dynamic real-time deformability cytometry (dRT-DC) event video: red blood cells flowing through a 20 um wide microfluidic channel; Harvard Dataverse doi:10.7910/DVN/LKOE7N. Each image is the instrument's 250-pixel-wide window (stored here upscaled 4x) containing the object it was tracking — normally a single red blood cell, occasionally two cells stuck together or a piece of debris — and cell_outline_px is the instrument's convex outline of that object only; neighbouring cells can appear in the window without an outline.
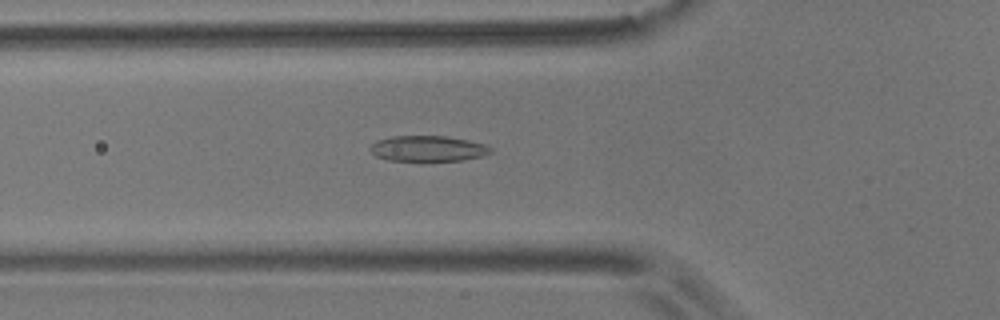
{"species": "common noctule bat (a hibernating species)", "species_latin": "Nyctalus noctula", "temperature_condition": "room temperature", "stored_images_in_passage": 31, "camera_frame_rate_fps": 3000, "um_per_image_px": 0.085, "animal": {"sex": "male", "body_mass_g": 17.9}, "frame": {"image": 1, "passage_image": 2, "time_ms": 0.333, "image_size_px": [1000, 320], "cell_outline_px": [[492, 152], [484, 156], [464, 160], [420, 164], [388, 160], [376, 156], [368, 148], [376, 140], [392, 136], [448, 136], [488, 144], [492, 148]], "centroid_in_image_um": [36.39, 12.68], "position_along_channel_um": 89.4, "area_um2": 19.19}}
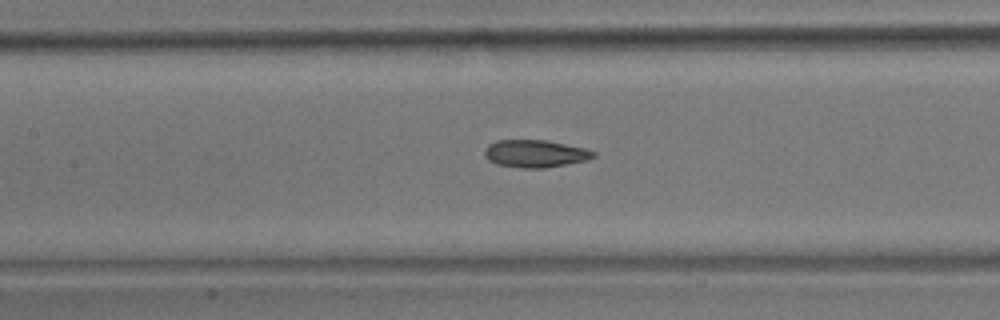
{"frame": {"image": 2, "passage_image": 8, "time_ms": 2.333, "image_size_px": [1000, 320], "cell_outline_px": [[596, 156], [588, 160], [544, 168], [520, 168], [496, 164], [488, 160], [484, 156], [484, 152], [488, 144], [496, 140], [548, 140], [584, 148], [596, 152]], "centroid_in_image_um": [45.48, 13.06], "position_along_channel_um": 161.9, "area_um2": 17.57}}
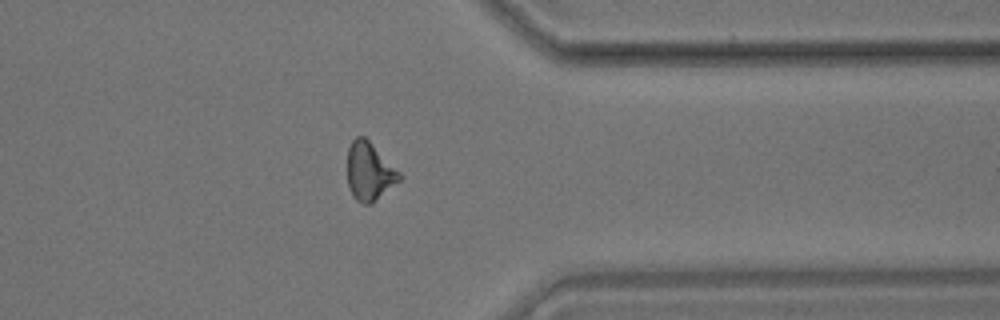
{"frame": {"image": 3, "passage_image": 27, "time_ms": 8.667, "image_size_px": [1000, 320], "cell_outline_px": [[400, 180], [372, 204], [360, 204], [352, 196], [348, 184], [348, 148], [352, 140], [356, 136], [364, 136], [400, 172]], "centroid_in_image_um": [31.38, 14.6], "position_along_channel_um": 380.0, "area_um2": 17.51}}